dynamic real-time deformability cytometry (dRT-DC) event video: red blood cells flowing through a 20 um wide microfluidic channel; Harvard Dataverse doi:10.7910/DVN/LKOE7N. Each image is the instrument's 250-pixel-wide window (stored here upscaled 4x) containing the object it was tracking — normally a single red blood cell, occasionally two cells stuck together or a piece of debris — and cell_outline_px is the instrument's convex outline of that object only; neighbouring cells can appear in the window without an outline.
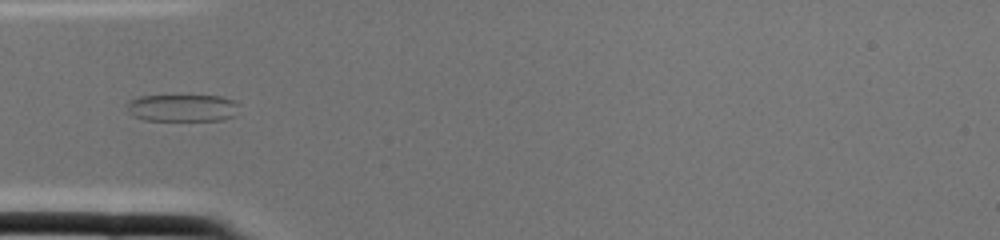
{"species": "common noctule bat (a hibernating species)", "species_latin": "Nyctalus noctula", "temperature_condition": "cold", "stored_images_in_passage": 2, "camera_frame_rate_fps": 3000, "um_per_image_px": 0.085, "animal": {"sex": "female", "body_mass_g": 22.0, "forearm_length_mm": 56.7}, "frame": {"image": 1, "passage_image": 2, "time_ms": 0.333, "image_size_px": [1000, 240], "cell_outline_px": [[240, 104], [236, 116], [224, 120], [144, 120], [132, 116], [128, 112], [124, 104], [128, 100], [136, 96], [220, 96], [236, 100]], "centroid_in_image_um": [15.5, 9.17], "position_along_channel_um": 69.5, "area_um2": 18.26}}